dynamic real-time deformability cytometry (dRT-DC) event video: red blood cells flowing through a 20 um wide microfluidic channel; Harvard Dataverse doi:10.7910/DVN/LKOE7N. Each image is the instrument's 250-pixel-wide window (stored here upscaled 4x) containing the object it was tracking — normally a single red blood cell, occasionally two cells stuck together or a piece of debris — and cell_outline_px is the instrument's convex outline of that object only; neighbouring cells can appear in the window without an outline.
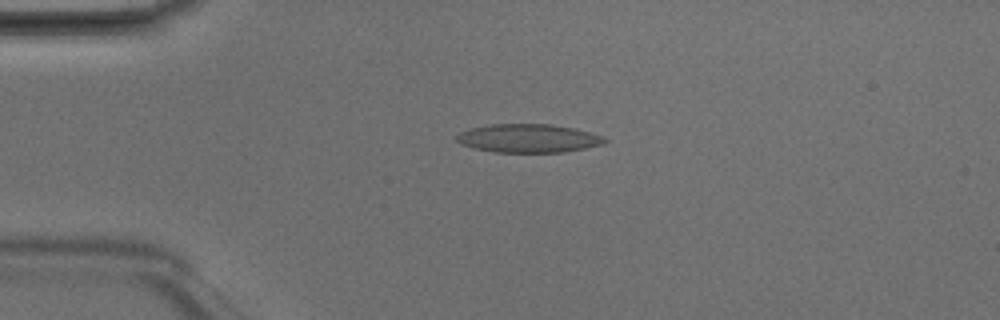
{"species": "Egyptian fruit bat (a non-hibernating species)", "species_latin": "Rousettus aegyptiacus", "temperature_condition": "room temperature", "stored_images_in_passage": 5, "camera_frame_rate_fps": 3000, "um_per_image_px": 0.085, "animal": {"sex": "male"}, "frame": {"image": 1, "passage_image": 3, "time_ms": 0.667, "image_size_px": [1000, 320], "cell_outline_px": [[608, 140], [604, 144], [564, 152], [496, 152], [476, 148], [460, 144], [456, 140], [456, 136], [460, 132], [472, 128], [488, 124], [552, 124], [572, 128], [588, 132], [600, 136]], "centroid_in_image_um": [44.89, 11.75], "position_along_channel_um": 40.1, "area_um2": 24.33}}